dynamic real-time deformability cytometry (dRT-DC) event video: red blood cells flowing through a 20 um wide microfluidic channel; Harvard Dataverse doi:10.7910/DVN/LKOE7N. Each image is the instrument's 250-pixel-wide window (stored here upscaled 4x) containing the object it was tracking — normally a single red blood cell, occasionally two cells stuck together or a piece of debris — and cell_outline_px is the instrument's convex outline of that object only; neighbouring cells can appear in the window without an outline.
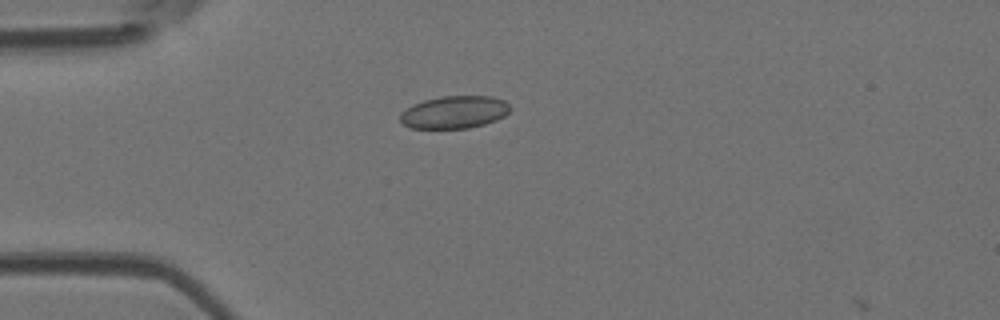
{"species": "Egyptian fruit bat (a non-hibernating species)", "species_latin": "Rousettus aegyptiacus", "temperature_condition": "room temperature", "stored_images_in_passage": 4, "camera_frame_rate_fps": 3000, "um_per_image_px": 0.085, "animal": {"sex": "female"}, "frame": {"image": 1, "passage_image": 4, "time_ms": 1.0, "image_size_px": [1000, 320], "cell_outline_px": [[512, 108], [504, 116], [496, 120], [484, 124], [468, 128], [412, 128], [404, 124], [400, 120], [400, 112], [412, 104], [424, 100], [440, 96], [492, 96], [504, 100]], "centroid_in_image_um": [38.62, 9.52], "position_along_channel_um": 46.4, "area_um2": 20.92}}